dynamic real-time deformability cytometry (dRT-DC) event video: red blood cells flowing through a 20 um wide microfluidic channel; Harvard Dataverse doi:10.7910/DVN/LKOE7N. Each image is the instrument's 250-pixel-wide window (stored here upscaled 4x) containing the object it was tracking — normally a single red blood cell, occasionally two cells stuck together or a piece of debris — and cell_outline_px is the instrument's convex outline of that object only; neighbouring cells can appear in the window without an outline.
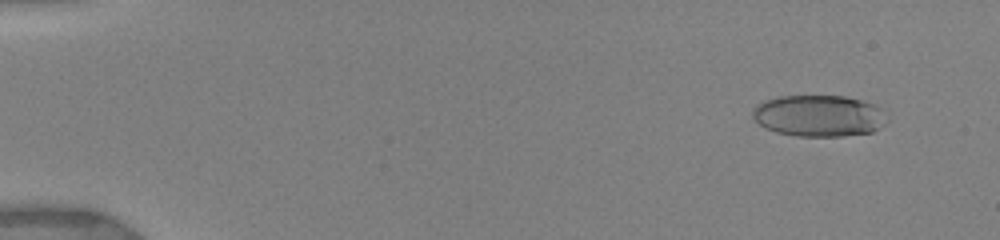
{"species": "human", "species_latin": "Homo sapiens", "temperature_condition": "warm", "stored_images_in_passage": 15, "camera_frame_rate_fps": 3000, "um_per_image_px": 0.085, "donor": {"sex": "female"}, "frame": {"image": 1, "passage_image": 3, "time_ms": 1.0, "image_size_px": [1000, 240], "cell_outline_px": [[888, 120], [880, 128], [872, 132], [844, 136], [796, 136], [776, 132], [764, 128], [752, 116], [752, 108], [756, 104], [764, 100], [780, 96], [844, 96], [876, 104], [888, 116]], "centroid_in_image_um": [69.61, 9.84], "position_along_channel_um": 15.4, "area_um2": 32.83}}
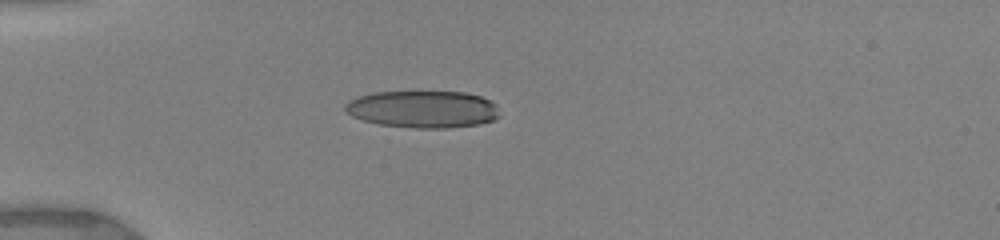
{"frame": {"image": 2, "passage_image": 11, "time_ms": 4.667, "image_size_px": [1000, 240], "cell_outline_px": [[500, 116], [492, 120], [480, 124], [448, 128], [416, 128], [380, 124], [364, 120], [352, 116], [344, 108], [344, 104], [348, 100], [356, 96], [376, 92], [464, 92], [480, 96], [496, 104]], "centroid_in_image_um": [35.94, 9.28], "position_along_channel_um": 49.1, "area_um2": 33.41}}